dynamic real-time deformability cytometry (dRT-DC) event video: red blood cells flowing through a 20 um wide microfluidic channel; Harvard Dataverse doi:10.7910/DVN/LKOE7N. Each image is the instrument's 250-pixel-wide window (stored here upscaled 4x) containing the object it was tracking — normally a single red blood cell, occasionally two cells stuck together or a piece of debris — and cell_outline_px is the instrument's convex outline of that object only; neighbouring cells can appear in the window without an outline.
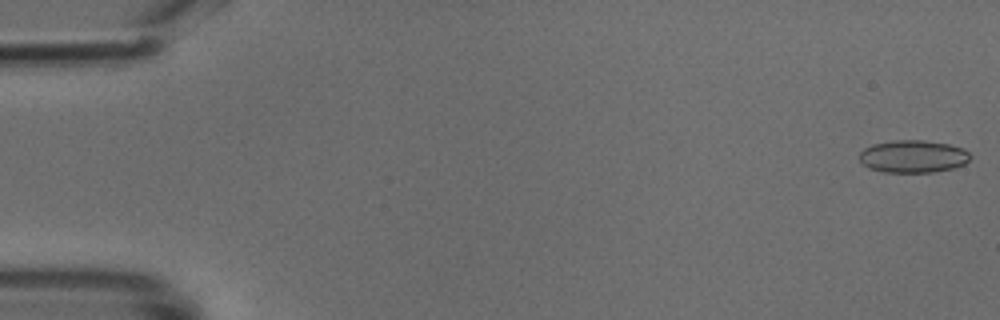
{"species": "common noctule bat (a hibernating species)", "species_latin": "Nyctalus noctula", "temperature_condition": "cold", "stored_images_in_passage": 49, "camera_frame_rate_fps": 3000, "um_per_image_px": 0.085, "animal": {"sex": "male", "body_mass_g": 18.8}, "frame": {"image": 1, "passage_image": 1, "time_ms": 0.0, "image_size_px": [1000, 320], "cell_outline_px": [[972, 156], [964, 164], [952, 168], [932, 172], [884, 172], [868, 168], [860, 160], [860, 152], [864, 148], [872, 144], [896, 140], [924, 140], [948, 144], [964, 148]], "centroid_in_image_um": [77.61, 13.29], "position_along_channel_um": 7.4, "area_um2": 20.98}}
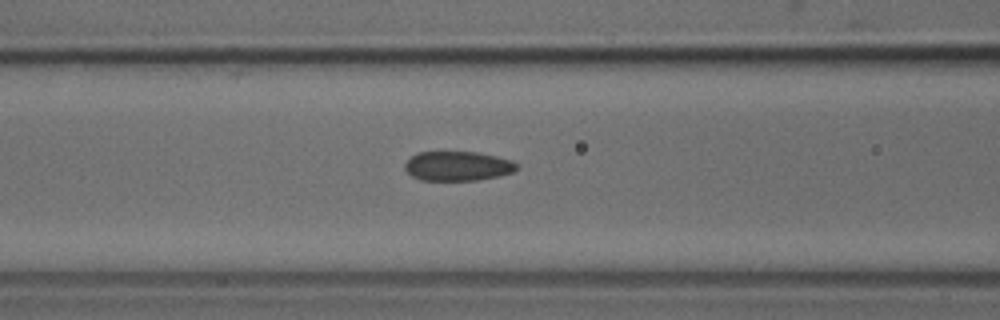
{"frame": {"image": 2, "passage_image": 20, "time_ms": 6.333, "image_size_px": [1000, 320], "cell_outline_px": [[520, 164], [512, 172], [500, 176], [476, 180], [420, 180], [412, 176], [404, 168], [404, 164], [416, 152], [476, 152], [496, 156], [512, 160]], "centroid_in_image_um": [38.91, 14.11], "position_along_channel_um": 127.7, "area_um2": 19.25}}
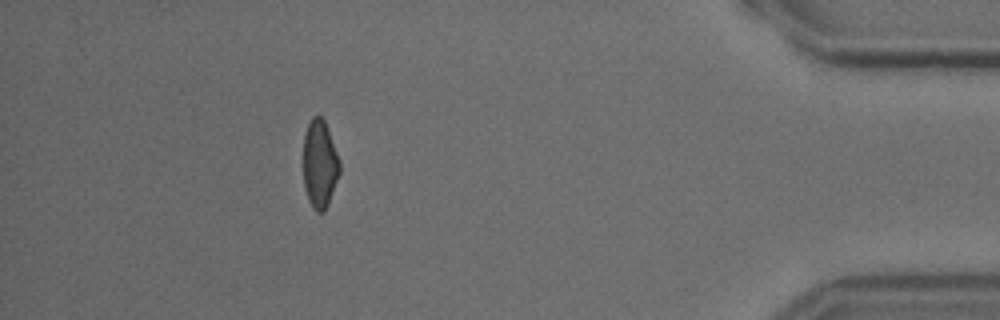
{"frame": {"image": 3, "passage_image": 44, "time_ms": 14.333, "image_size_px": [1000, 320], "cell_outline_px": [[340, 172], [328, 204], [324, 212], [316, 212], [312, 208], [308, 200], [304, 184], [304, 132], [312, 116], [320, 116], [324, 120], [340, 160]], "centroid_in_image_um": [27.18, 13.96], "position_along_channel_um": 408.0, "area_um2": 18.61}}